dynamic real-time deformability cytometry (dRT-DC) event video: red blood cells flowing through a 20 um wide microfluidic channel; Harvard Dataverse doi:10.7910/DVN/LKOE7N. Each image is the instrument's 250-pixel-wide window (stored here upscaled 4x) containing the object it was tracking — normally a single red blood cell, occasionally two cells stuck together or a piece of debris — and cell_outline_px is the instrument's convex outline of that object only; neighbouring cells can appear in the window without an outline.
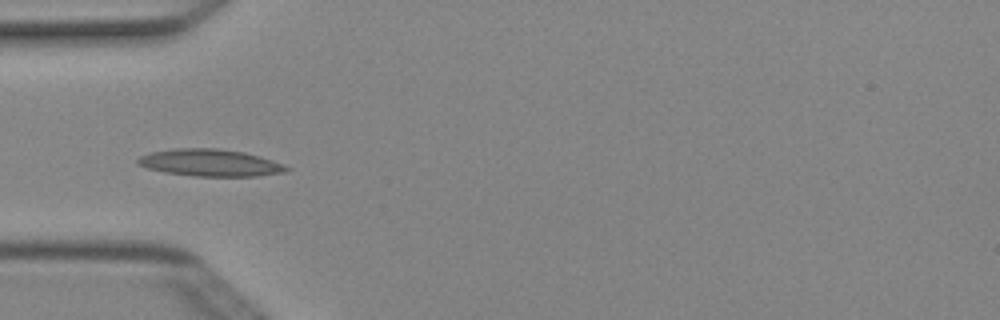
{"species": "Egyptian fruit bat (a non-hibernating species)", "species_latin": "Rousettus aegyptiacus", "temperature_condition": "cold", "stored_images_in_passage": 5, "camera_frame_rate_fps": 3000, "um_per_image_px": 0.085, "animal": {"sex": "female"}, "frame": {"image": 1, "passage_image": 5, "time_ms": 1.333, "image_size_px": [1000, 320], "cell_outline_px": [[292, 168], [288, 172], [256, 176], [196, 176], [164, 172], [148, 168], [136, 164], [136, 160], [140, 156], [148, 152], [172, 148], [216, 148], [244, 152], [260, 156], [284, 164]], "centroid_in_image_um": [17.87, 13.83], "position_along_channel_um": 67.1, "area_um2": 23.7}}